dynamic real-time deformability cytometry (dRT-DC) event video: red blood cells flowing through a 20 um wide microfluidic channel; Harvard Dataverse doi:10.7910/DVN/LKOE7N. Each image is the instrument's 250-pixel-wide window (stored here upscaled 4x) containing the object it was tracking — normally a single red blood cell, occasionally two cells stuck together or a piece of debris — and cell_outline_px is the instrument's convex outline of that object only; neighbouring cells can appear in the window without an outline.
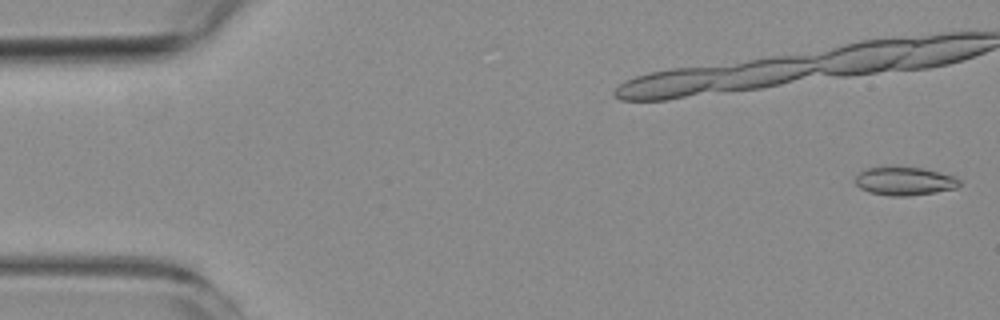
{"species": "common noctule bat (a hibernating species)", "species_latin": "Nyctalus noctula", "temperature_condition": "room temperature", "stored_images_in_passage": 6, "camera_frame_rate_fps": 3000, "um_per_image_px": 0.085, "animal": {"sex": "female", "body_mass_g": 19.3, "forearm_length_mm": 54.1}, "frame": {"image": 1, "passage_image": 1, "time_ms": 0.0, "image_size_px": [1000, 320], "cell_outline_px": [[960, 184], [956, 188], [936, 192], [908, 196], [892, 196], [868, 192], [860, 188], [856, 184], [856, 176], [864, 168], [884, 164], [896, 164], [924, 168], [956, 176], [960, 180]], "centroid_in_image_um": [76.86, 15.34], "position_along_channel_um": 8.1, "area_um2": 18.09}}
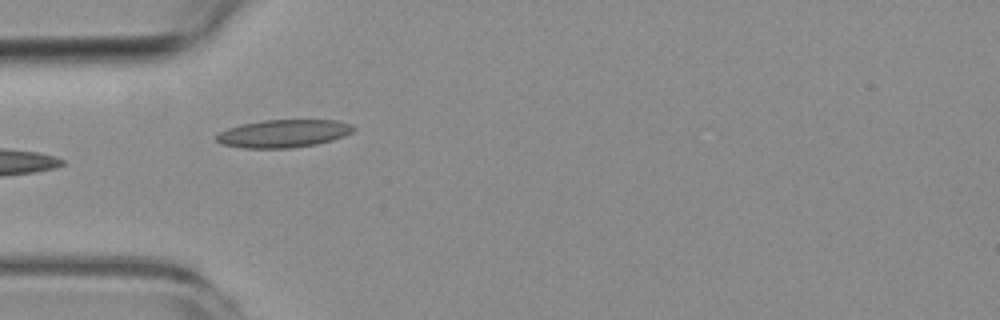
{"frame": {"image": 2, "passage_image": 6, "time_ms": 5.667, "image_size_px": [1000, 320], "cell_outline_px": [[356, 128], [352, 132], [344, 136], [332, 140], [316, 144], [292, 148], [244, 148], [220, 144], [216, 140], [216, 136], [220, 132], [228, 128], [244, 124], [264, 120], [336, 120], [352, 124]], "centroid_in_image_um": [24.12, 11.35], "position_along_channel_um": 60.9, "area_um2": 22.2}}